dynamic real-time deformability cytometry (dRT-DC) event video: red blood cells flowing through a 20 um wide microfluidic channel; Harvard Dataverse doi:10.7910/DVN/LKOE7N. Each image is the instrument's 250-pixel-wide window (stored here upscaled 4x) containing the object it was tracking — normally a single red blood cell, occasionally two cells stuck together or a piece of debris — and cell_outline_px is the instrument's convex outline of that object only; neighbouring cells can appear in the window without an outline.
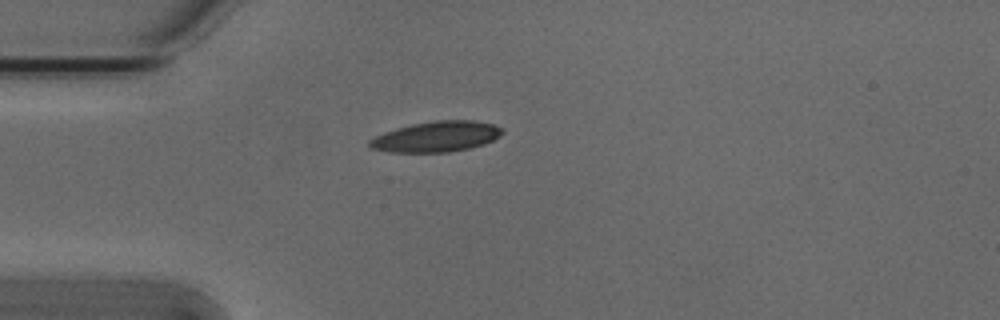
{"species": "Egyptian fruit bat (a non-hibernating species)", "species_latin": "Rousettus aegyptiacus", "temperature_condition": "cold", "stored_images_in_passage": 35, "camera_frame_rate_fps": 3000, "um_per_image_px": 0.085, "animal": {"sex": "male"}, "frame": {"image": 1, "passage_image": 1, "time_ms": 0.0, "image_size_px": [1000, 320], "cell_outline_px": [[504, 132], [500, 136], [484, 144], [468, 148], [448, 152], [388, 152], [372, 148], [368, 144], [368, 140], [384, 132], [396, 128], [412, 124], [436, 120], [472, 120], [492, 124], [504, 128]], "centroid_in_image_um": [37.1, 11.61], "position_along_channel_um": 47.9, "area_um2": 23.58}}
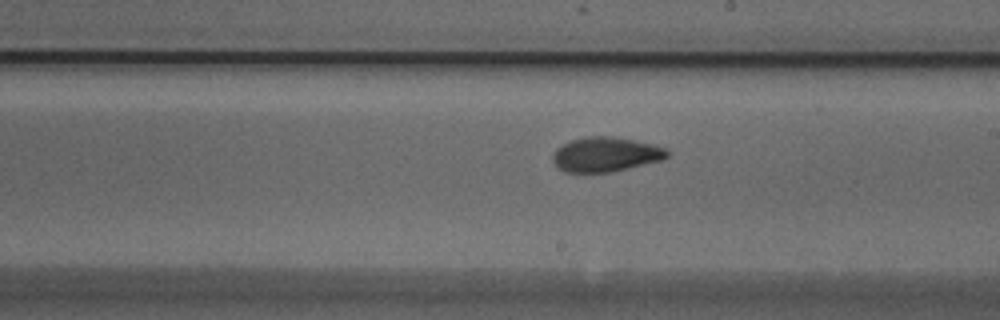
{"frame": {"image": 2, "passage_image": 17, "time_ms": 5.333, "image_size_px": [1000, 320], "cell_outline_px": [[668, 156], [664, 160], [612, 172], [564, 172], [552, 160], [552, 156], [556, 148], [572, 140], [588, 136], [612, 136], [636, 140], [656, 144], [668, 148]], "centroid_in_image_um": [51.54, 13.12], "position_along_channel_um": 237.5, "area_um2": 23.29}}
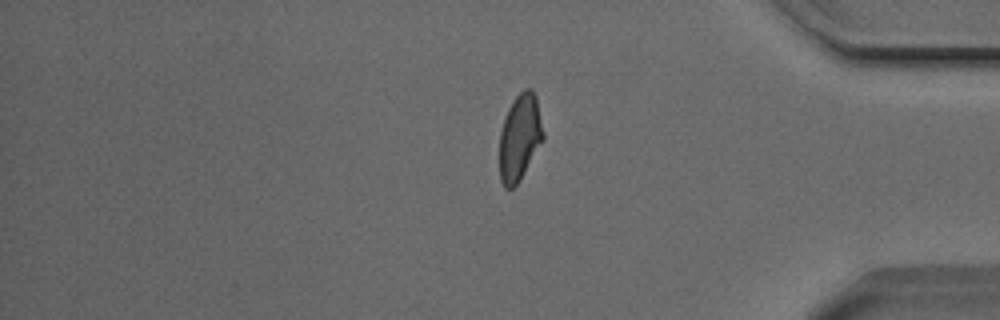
{"frame": {"image": 3, "passage_image": 31, "time_ms": 10.0, "image_size_px": [1000, 320], "cell_outline_px": [[544, 140], [520, 180], [512, 188], [504, 188], [500, 180], [500, 132], [508, 108], [512, 100], [524, 88], [532, 88], [536, 96], [544, 132]], "centroid_in_image_um": [44.19, 11.67], "position_along_channel_um": 391.0, "area_um2": 22.14}, "authors_computed_cell_mechanics": {"area_um2": 22.7732, "velocity_mm_per_s": 3.8218, "shape_relaxation_time_tau1_ms": 3.9067, "shape_relaxation_time_tau2_ms": 2.2046, "deformation_change_tau1": 0.1428, "deformation_change_tau2": 0.0802}}